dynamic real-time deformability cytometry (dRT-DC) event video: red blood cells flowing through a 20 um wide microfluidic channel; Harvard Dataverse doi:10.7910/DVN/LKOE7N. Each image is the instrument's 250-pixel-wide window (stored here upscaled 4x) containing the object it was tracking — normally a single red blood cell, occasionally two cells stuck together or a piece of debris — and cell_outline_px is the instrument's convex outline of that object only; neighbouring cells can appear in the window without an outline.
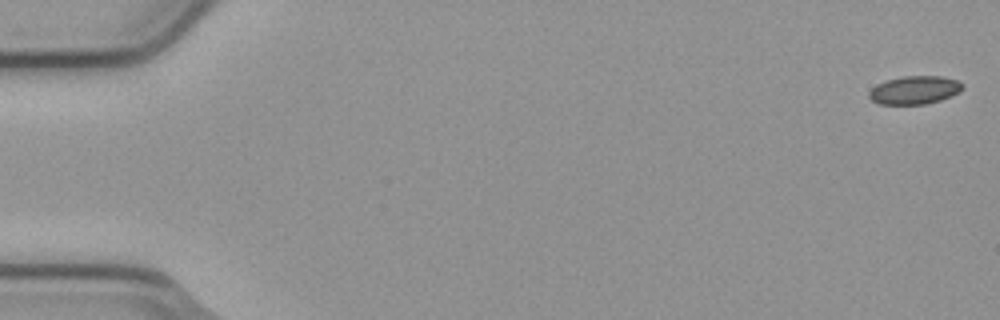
{"species": "common noctule bat (a hibernating species)", "species_latin": "Nyctalus noctula", "temperature_condition": "cold", "stored_images_in_passage": 7, "camera_frame_rate_fps": 3000, "um_per_image_px": 0.085, "animal": {"sex": "male", "body_mass_g": 23.1, "forearm_length_mm": 52.7}, "frame": {"image": 1, "passage_image": 1, "time_ms": 0.0, "image_size_px": [1000, 320], "cell_outline_px": [[964, 88], [940, 100], [924, 104], [880, 104], [872, 100], [868, 96], [868, 92], [876, 84], [888, 80], [904, 76], [940, 76], [960, 80], [964, 84]], "centroid_in_image_um": [77.73, 7.64], "position_along_channel_um": 7.3, "area_um2": 15.26}}
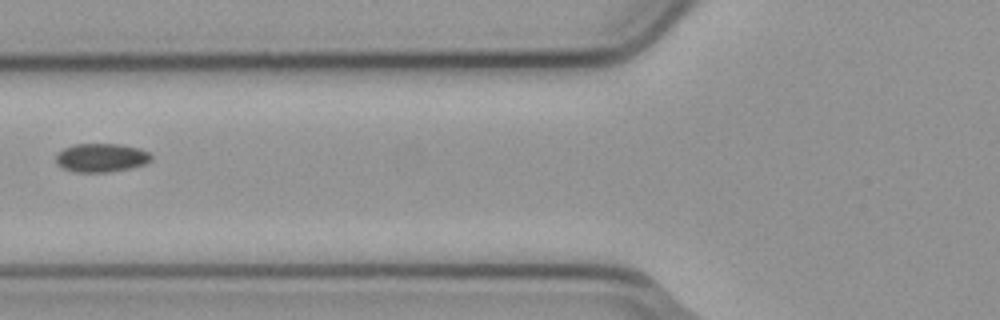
{"frame": {"image": 2, "passage_image": 6, "time_ms": 1.667, "image_size_px": [1000, 320], "cell_outline_px": [[152, 160], [148, 164], [108, 172], [76, 172], [64, 168], [56, 164], [56, 152], [72, 144], [120, 144], [140, 148], [148, 152], [152, 156]], "centroid_in_image_um": [8.61, 13.4], "position_along_channel_um": 117.2, "area_um2": 16.07}}
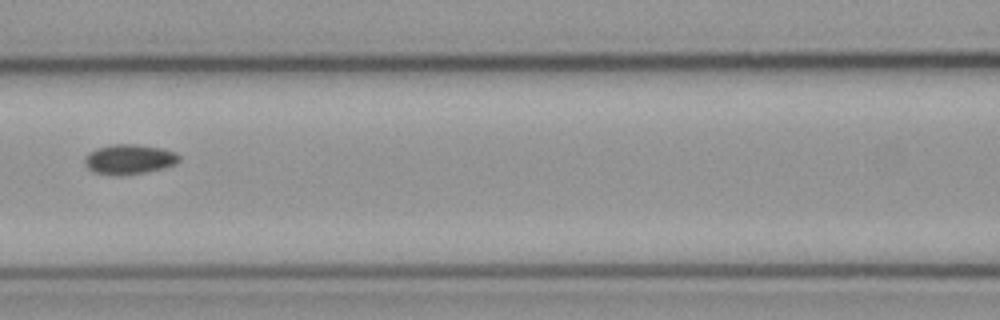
{"frame": {"image": 3, "passage_image": 7, "time_ms": 2.0, "image_size_px": [1000, 320], "cell_outline_px": [[180, 160], [176, 164], [144, 172], [120, 176], [112, 176], [92, 172], [84, 164], [84, 156], [88, 152], [96, 148], [112, 144], [136, 144], [160, 148], [176, 152], [180, 156]], "centroid_in_image_um": [10.92, 13.54], "position_along_channel_um": 155.7, "area_um2": 16.65}}